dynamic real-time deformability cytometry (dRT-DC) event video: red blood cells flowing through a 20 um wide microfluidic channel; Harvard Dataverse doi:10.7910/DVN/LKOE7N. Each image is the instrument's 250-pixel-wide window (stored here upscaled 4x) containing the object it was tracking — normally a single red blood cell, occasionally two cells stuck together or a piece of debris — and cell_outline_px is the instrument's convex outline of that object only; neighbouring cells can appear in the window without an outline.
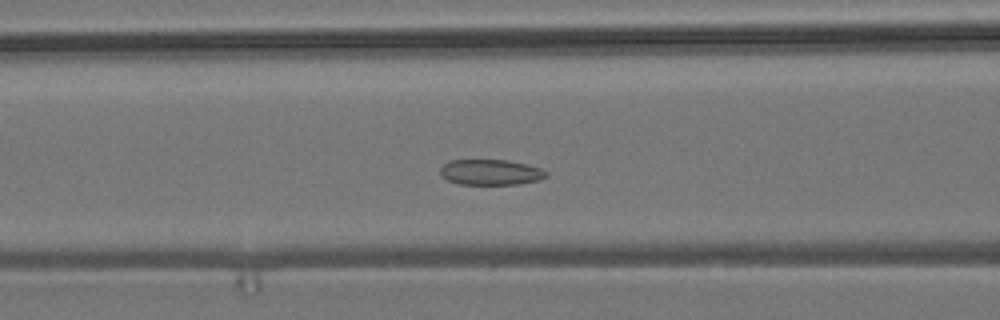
{"species": "common noctule bat (a hibernating species)", "species_latin": "Nyctalus noctula", "temperature_condition": "room temperature", "stored_images_in_passage": 53, "camera_frame_rate_fps": 3000, "um_per_image_px": 0.085, "animal": {"sex": "male", "body_mass_g": 19.2, "forearm_length_mm": 51.8}, "frame": {"image": 1, "passage_image": 20, "time_ms": 6.333, "image_size_px": [1000, 320], "cell_outline_px": [[548, 176], [540, 180], [520, 184], [460, 184], [448, 180], [440, 176], [440, 168], [448, 160], [508, 160], [528, 164], [540, 168], [548, 172]], "centroid_in_image_um": [41.72, 14.63], "position_along_channel_um": 124.9, "area_um2": 15.95}}
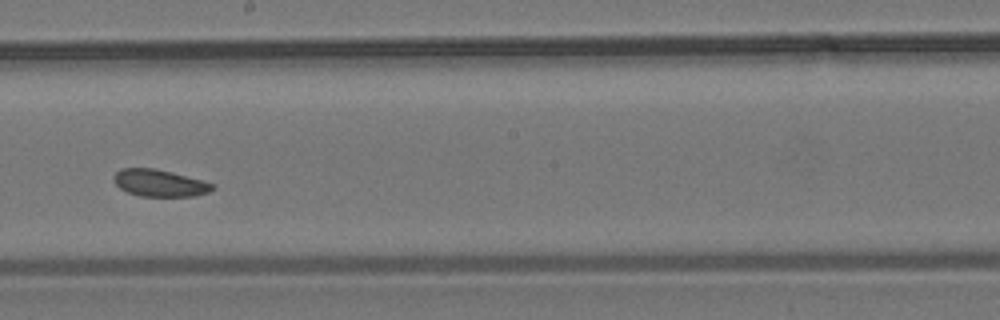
{"frame": {"image": 2, "passage_image": 29, "time_ms": 9.333, "image_size_px": [1000, 320], "cell_outline_px": [[216, 188], [208, 192], [196, 196], [140, 196], [128, 192], [120, 188], [112, 180], [112, 176], [120, 168], [156, 168], [204, 180], [216, 184]], "centroid_in_image_um": [13.59, 15.55], "position_along_channel_um": 234.6, "area_um2": 15.78}}
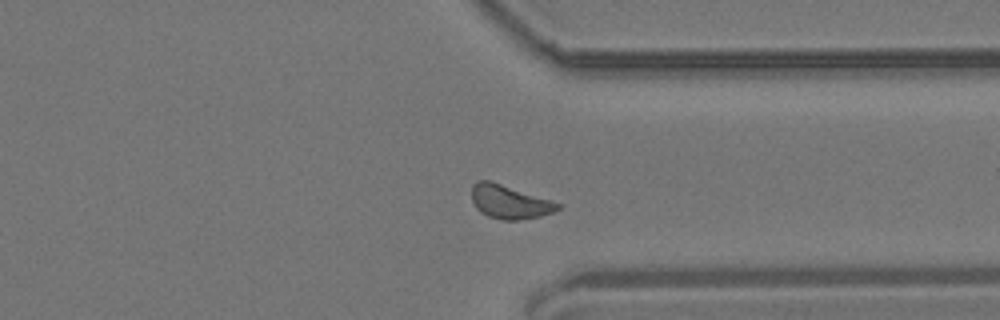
{"frame": {"image": 3, "passage_image": 40, "time_ms": 13.0, "image_size_px": [1000, 320], "cell_outline_px": [[560, 208], [552, 212], [540, 216], [516, 220], [504, 220], [488, 216], [480, 212], [476, 208], [472, 200], [472, 184], [480, 180], [488, 180], [552, 200], [560, 204]], "centroid_in_image_um": [43.29, 17.16], "position_along_channel_um": 368.1, "area_um2": 16.65}, "authors_computed_cell_mechanics": {"area_um2": 16.6464, "velocity_mm_per_s": 3.6722, "shape_relaxation_time_tau1_ms": null, "shape_relaxation_time_tau2_ms": 6.6109, "deformation_change_tau1": null, "deformation_change_tau2": 0.1084}}